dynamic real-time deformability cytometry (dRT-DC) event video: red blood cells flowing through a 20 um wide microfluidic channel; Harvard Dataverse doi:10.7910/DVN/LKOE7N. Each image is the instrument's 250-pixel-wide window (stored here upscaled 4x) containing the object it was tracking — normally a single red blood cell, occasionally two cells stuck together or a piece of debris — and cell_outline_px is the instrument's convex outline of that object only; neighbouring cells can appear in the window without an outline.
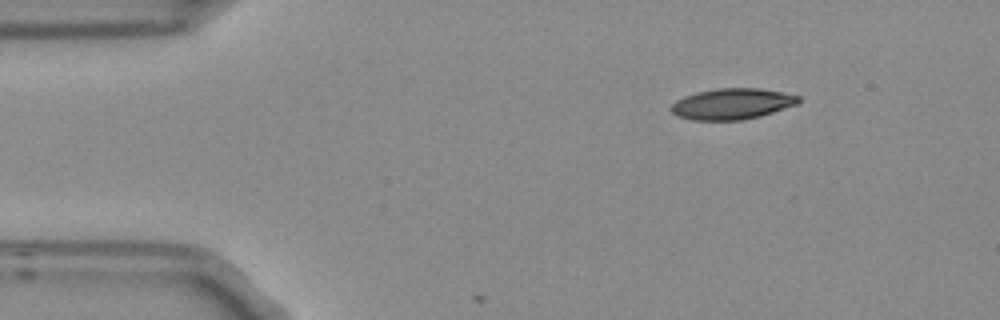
{"species": "Egyptian fruit bat (a non-hibernating species)", "species_latin": "Rousettus aegyptiacus", "temperature_condition": "room temperature", "stored_images_in_passage": 3, "camera_frame_rate_fps": 3000, "um_per_image_px": 0.085, "frame": {"image": 1, "passage_image": 3, "time_ms": 0.667, "image_size_px": [1000, 320], "cell_outline_px": [[800, 100], [796, 104], [760, 116], [740, 120], [692, 120], [680, 116], [672, 112], [672, 104], [676, 100], [684, 96], [696, 92], [716, 88], [760, 88], [800, 96]], "centroid_in_image_um": [62.21, 8.82], "position_along_channel_um": 22.8, "area_um2": 22.72}}